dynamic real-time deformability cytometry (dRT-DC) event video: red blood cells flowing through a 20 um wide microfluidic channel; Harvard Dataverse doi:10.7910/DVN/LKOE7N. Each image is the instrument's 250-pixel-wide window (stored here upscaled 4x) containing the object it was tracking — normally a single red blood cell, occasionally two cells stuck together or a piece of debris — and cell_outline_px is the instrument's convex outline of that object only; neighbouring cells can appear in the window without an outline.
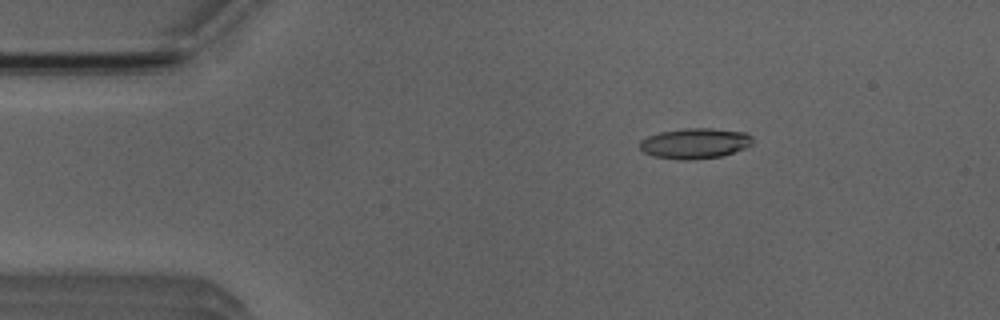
{"species": "Egyptian fruit bat (a non-hibernating species)", "species_latin": "Rousettus aegyptiacus", "temperature_condition": "room temperature", "stored_images_in_passage": 7, "camera_frame_rate_fps": 3000, "um_per_image_px": 0.085, "animal": {"sex": "male"}, "frame": {"image": 1, "passage_image": 3, "time_ms": 2.333, "image_size_px": [1000, 320], "cell_outline_px": [[752, 144], [744, 148], [720, 156], [692, 160], [680, 160], [652, 156], [644, 152], [640, 148], [640, 140], [648, 136], [660, 132], [688, 128], [712, 128], [748, 132], [752, 136]], "centroid_in_image_um": [59.07, 12.18], "position_along_channel_um": 25.9, "area_um2": 20.06}}